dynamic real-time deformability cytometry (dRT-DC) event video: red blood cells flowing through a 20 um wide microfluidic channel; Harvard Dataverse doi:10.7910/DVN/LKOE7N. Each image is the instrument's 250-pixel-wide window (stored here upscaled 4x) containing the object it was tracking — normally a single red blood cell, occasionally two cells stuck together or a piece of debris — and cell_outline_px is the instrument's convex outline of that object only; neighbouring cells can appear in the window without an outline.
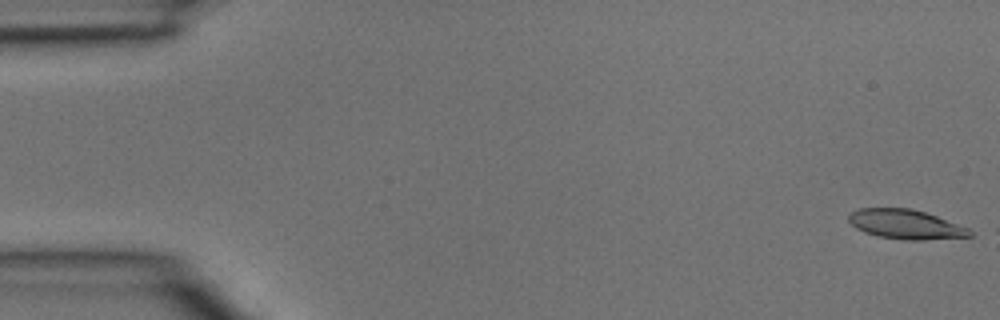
{"species": "common noctule bat (a hibernating species)", "species_latin": "Nyctalus noctula", "temperature_condition": "room temperature", "stored_images_in_passage": 3, "camera_frame_rate_fps": 3000, "um_per_image_px": 0.085, "animal": {"sex": "male", "body_mass_g": 15.6}, "frame": {"image": 1, "passage_image": 1, "time_ms": 0.0, "image_size_px": [1000, 320], "cell_outline_px": [[972, 236], [920, 240], [908, 240], [880, 236], [864, 232], [856, 228], [848, 220], [848, 216], [852, 212], [860, 208], [912, 208], [936, 216], [968, 228], [972, 232]], "centroid_in_image_um": [76.97, 19.06], "position_along_channel_um": 8.0, "area_um2": 20.46}}